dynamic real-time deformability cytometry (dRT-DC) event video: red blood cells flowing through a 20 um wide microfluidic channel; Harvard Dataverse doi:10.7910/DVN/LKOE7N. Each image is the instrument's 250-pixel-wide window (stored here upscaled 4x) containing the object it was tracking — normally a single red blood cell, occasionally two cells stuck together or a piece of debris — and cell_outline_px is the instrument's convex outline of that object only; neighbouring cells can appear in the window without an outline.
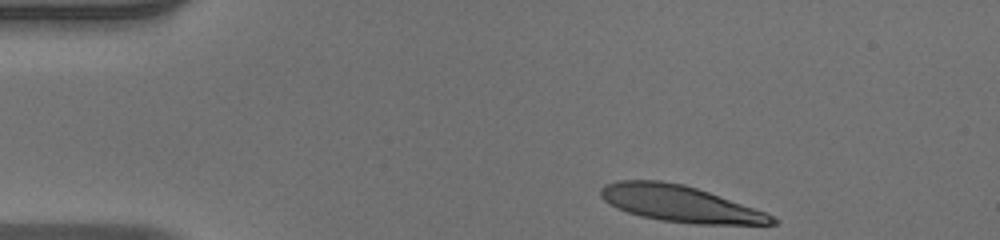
{"species": "human", "species_latin": "Homo sapiens", "temperature_condition": "warm", "stored_images_in_passage": 37, "camera_frame_rate_fps": 3000, "um_per_image_px": 0.085, "donor": {"sex": "male"}, "frame": {"image": 1, "passage_image": 1, "time_ms": 0.0, "image_size_px": [1000, 240], "cell_outline_px": [[776, 224], [696, 224], [660, 220], [640, 216], [616, 208], [604, 200], [600, 196], [600, 188], [604, 184], [616, 180], [660, 180], [684, 184], [708, 192], [764, 212], [772, 216], [776, 220]], "centroid_in_image_um": [57.71, 17.3], "position_along_channel_um": 27.3, "area_um2": 35.95}}
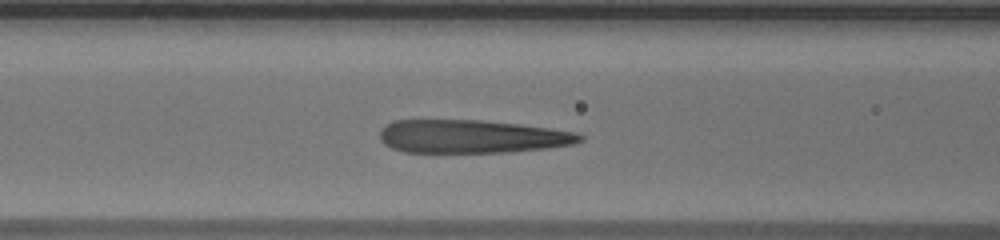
{"frame": {"image": 2, "passage_image": 14, "time_ms": 4.333, "image_size_px": [1000, 240], "cell_outline_px": [[584, 140], [572, 144], [548, 148], [508, 152], [404, 152], [392, 148], [384, 144], [380, 140], [380, 128], [392, 120], [480, 120], [520, 124], [576, 132], [584, 136]], "centroid_in_image_um": [40.08, 11.6], "position_along_channel_um": 126.5, "area_um2": 38.9}}
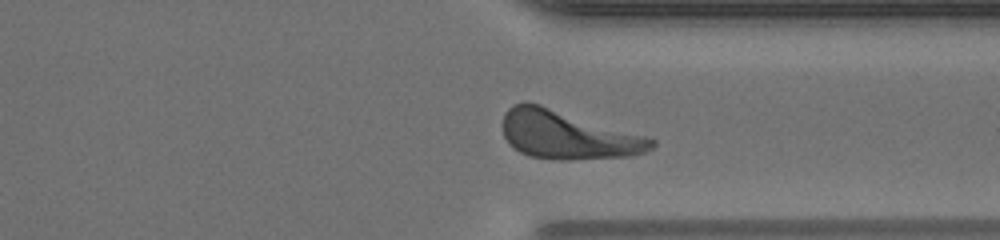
{"frame": {"image": 3, "passage_image": 32, "time_ms": 10.333, "image_size_px": [1000, 240], "cell_outline_px": [[656, 144], [652, 148], [644, 152], [632, 156], [568, 160], [560, 160], [528, 156], [520, 152], [508, 144], [504, 136], [504, 112], [512, 104], [524, 100], [540, 104], [644, 136], [656, 140]], "centroid_in_image_um": [48.2, 11.47], "position_along_channel_um": 363.2, "area_um2": 41.85}, "authors_computed_cell_mechanics": {"area_um2": 40.2866, "velocity_mm_per_s": 3.9442, "shape_relaxation_time_tau1_ms": 4.0198, "shape_relaxation_time_tau2_ms": 1.2473, "deformation_change_tau1": 0.2155, "deformation_change_tau2": 0.1247}}